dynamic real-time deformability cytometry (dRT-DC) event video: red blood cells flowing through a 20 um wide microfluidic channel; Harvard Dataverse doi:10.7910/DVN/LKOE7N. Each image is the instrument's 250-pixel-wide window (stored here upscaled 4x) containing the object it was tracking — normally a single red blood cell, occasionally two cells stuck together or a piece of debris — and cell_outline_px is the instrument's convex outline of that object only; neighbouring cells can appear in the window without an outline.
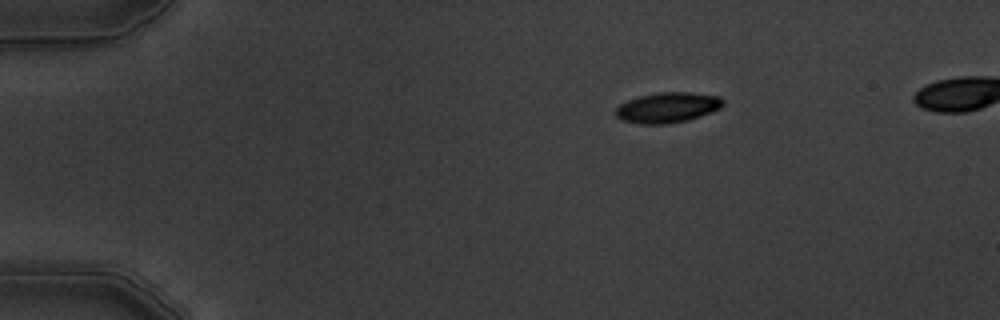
{"species": "common noctule bat (a hibernating species)", "species_latin": "Nyctalus noctula", "temperature_condition": "warm", "stored_images_in_passage": 3, "camera_frame_rate_fps": 3000, "um_per_image_px": 0.085, "animal": {"sex": "male", "body_mass_g": 19.5, "forearm_length_mm": 54.6}, "frame": {"image": 1, "passage_image": 1, "time_ms": 0.0, "image_size_px": [1000, 320], "cell_outline_px": [[724, 104], [720, 108], [700, 116], [688, 120], [664, 124], [640, 124], [620, 120], [612, 112], [620, 104], [628, 100], [640, 96], [656, 92], [692, 92], [720, 96], [724, 100]], "centroid_in_image_um": [56.72, 9.13], "position_along_channel_um": 28.3, "area_um2": 19.19}}